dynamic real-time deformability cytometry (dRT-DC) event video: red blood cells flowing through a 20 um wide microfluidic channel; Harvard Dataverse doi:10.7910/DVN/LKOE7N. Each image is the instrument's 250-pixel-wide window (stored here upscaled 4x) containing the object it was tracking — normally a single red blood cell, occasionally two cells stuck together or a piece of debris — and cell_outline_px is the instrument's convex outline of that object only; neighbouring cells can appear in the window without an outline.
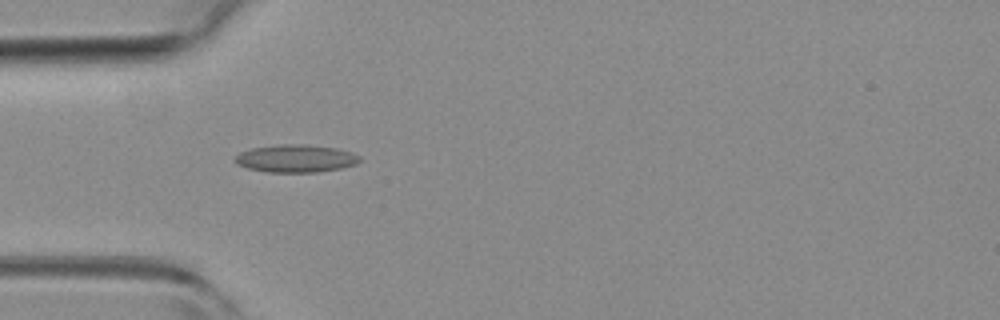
{"species": "common noctule bat (a hibernating species)", "species_latin": "Nyctalus noctula", "temperature_condition": "room temperature", "stored_images_in_passage": 5, "camera_frame_rate_fps": 3000, "um_per_image_px": 0.085, "animal": {"sex": "female", "body_mass_g": 19.3, "forearm_length_mm": 54.1}, "frame": {"image": 1, "passage_image": 5, "time_ms": 1.333, "image_size_px": [1000, 320], "cell_outline_px": [[360, 160], [356, 164], [340, 168], [316, 172], [264, 172], [248, 168], [236, 164], [236, 156], [240, 152], [252, 148], [280, 144], [304, 144], [336, 148], [352, 152], [360, 156]], "centroid_in_image_um": [25.14, 13.47], "position_along_channel_um": 59.9, "area_um2": 20.06}}